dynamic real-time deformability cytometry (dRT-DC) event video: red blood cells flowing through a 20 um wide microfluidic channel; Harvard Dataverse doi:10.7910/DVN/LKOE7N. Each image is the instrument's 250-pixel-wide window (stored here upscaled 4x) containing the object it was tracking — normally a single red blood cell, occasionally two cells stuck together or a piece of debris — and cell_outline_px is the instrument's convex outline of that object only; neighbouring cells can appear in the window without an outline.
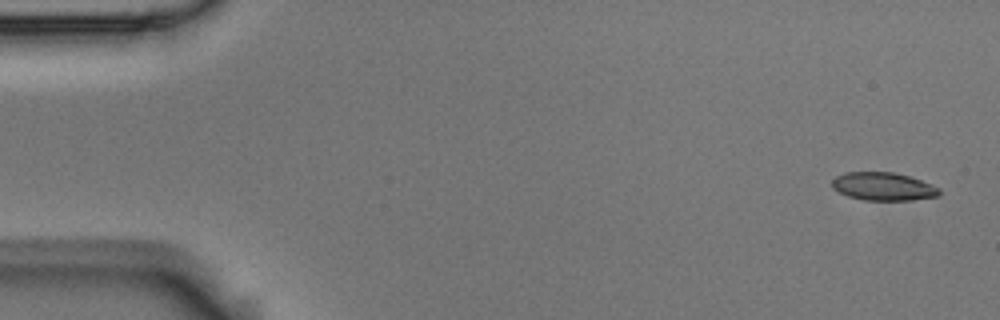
{"species": "Egyptian fruit bat (a non-hibernating species)", "species_latin": "Rousettus aegyptiacus", "temperature_condition": "room temperature", "stored_images_in_passage": 6, "camera_frame_rate_fps": 3000, "um_per_image_px": 0.085, "animal": {"sex": "male"}, "frame": {"image": 1, "passage_image": 1, "time_ms": 0.0, "image_size_px": [1000, 320], "cell_outline_px": [[940, 196], [912, 200], [860, 200], [848, 196], [832, 188], [832, 180], [836, 176], [844, 172], [892, 172], [908, 176], [932, 184], [940, 188]], "centroid_in_image_um": [75.08, 15.85], "position_along_channel_um": 9.9, "area_um2": 17.63}}
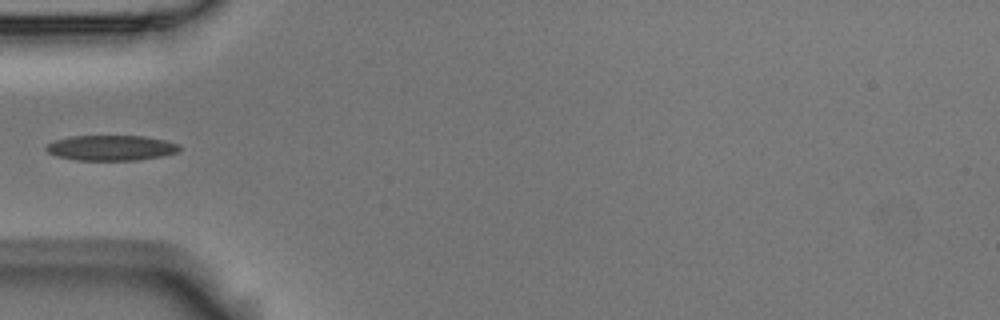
{"frame": {"image": 2, "passage_image": 5, "time_ms": 1.333, "image_size_px": [1000, 320], "cell_outline_px": [[180, 148], [176, 152], [160, 156], [136, 160], [76, 160], [56, 156], [48, 152], [44, 148], [48, 144], [56, 140], [68, 136], [144, 136], [164, 140], [180, 144]], "centroid_in_image_um": [9.41, 12.56], "position_along_channel_um": 75.6, "area_um2": 19.54}}
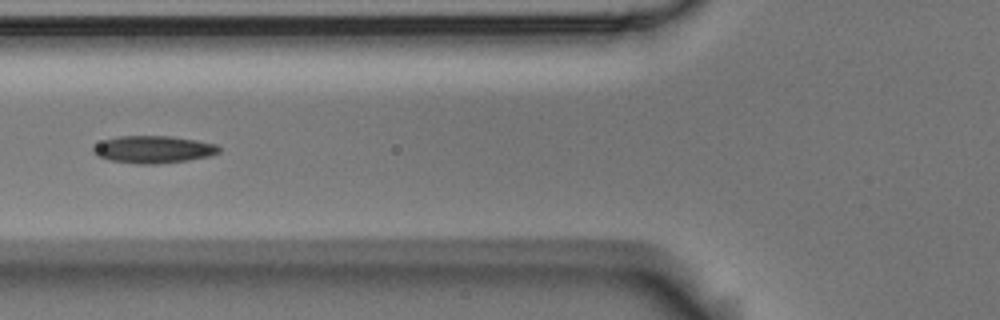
{"frame": {"image": 3, "passage_image": 6, "time_ms": 1.667, "image_size_px": [1000, 320], "cell_outline_px": [[220, 152], [212, 156], [188, 160], [156, 164], [136, 164], [108, 160], [96, 156], [92, 152], [92, 148], [104, 140], [120, 136], [172, 136], [196, 140], [216, 144], [220, 148]], "centroid_in_image_um": [13.04, 12.71], "position_along_channel_um": 112.8, "area_um2": 20.17}}